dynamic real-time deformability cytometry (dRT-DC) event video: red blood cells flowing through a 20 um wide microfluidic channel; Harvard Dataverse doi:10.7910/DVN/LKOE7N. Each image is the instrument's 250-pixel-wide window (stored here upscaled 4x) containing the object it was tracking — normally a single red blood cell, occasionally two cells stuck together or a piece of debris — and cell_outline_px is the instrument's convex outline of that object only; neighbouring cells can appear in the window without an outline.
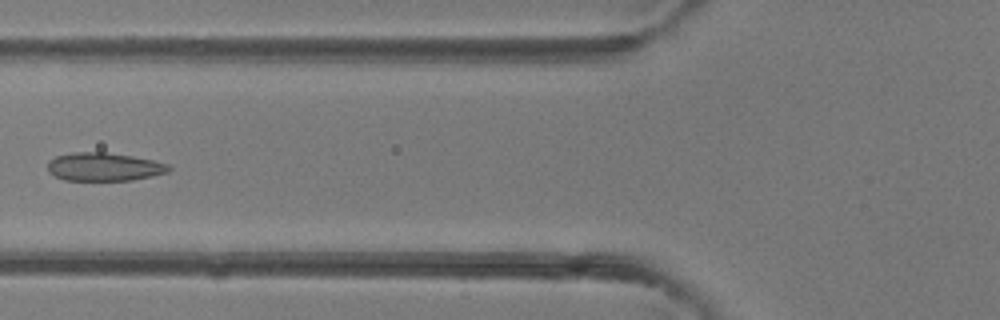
{"species": "common noctule bat (a hibernating species)", "species_latin": "Nyctalus noctula", "temperature_condition": "room temperature", "stored_images_in_passage": 4, "camera_frame_rate_fps": 3000, "um_per_image_px": 0.085, "animal": {"sex": "female"}, "frame": {"image": 1, "passage_image": 4, "time_ms": 3.667, "image_size_px": [1000, 320], "cell_outline_px": [[172, 168], [168, 172], [152, 176], [132, 180], [64, 180], [48, 172], [48, 160], [56, 156], [72, 152], [104, 152], [132, 156], [152, 160], [168, 164]], "centroid_in_image_um": [8.83, 14.18], "position_along_channel_um": 117.0, "area_um2": 19.94}}